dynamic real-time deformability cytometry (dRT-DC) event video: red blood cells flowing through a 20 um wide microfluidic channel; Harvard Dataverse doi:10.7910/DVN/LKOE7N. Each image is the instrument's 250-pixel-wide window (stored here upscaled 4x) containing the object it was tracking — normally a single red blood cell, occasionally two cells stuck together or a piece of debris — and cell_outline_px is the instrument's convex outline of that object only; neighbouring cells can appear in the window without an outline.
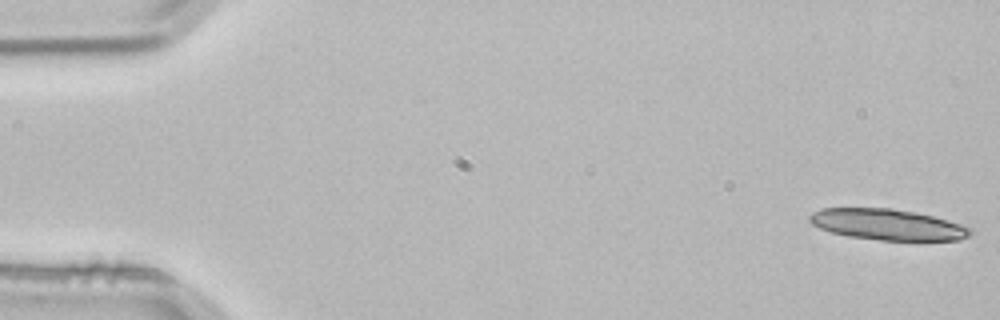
{"species": "common noctule bat (a hibernating species)", "species_latin": "Nyctalus noctula", "temperature_condition": "room temperature", "stored_images_in_passage": 5, "camera_frame_rate_fps": 3000, "um_per_image_px": 0.085, "animal": {"sex": "male", "body_mass_g": 21.5, "forearm_length_mm": 52.0}, "frame": {"image": 1, "passage_image": 1, "time_ms": 0.0, "image_size_px": [1000, 320], "cell_outline_px": [[972, 232], [968, 236], [960, 240], [880, 240], [848, 236], [832, 232], [820, 228], [812, 224], [808, 220], [808, 216], [812, 212], [820, 208], [892, 208], [916, 212], [932, 216], [960, 224], [972, 228]], "centroid_in_image_um": [75.41, 19.08], "position_along_channel_um": 9.6, "area_um2": 28.96}}